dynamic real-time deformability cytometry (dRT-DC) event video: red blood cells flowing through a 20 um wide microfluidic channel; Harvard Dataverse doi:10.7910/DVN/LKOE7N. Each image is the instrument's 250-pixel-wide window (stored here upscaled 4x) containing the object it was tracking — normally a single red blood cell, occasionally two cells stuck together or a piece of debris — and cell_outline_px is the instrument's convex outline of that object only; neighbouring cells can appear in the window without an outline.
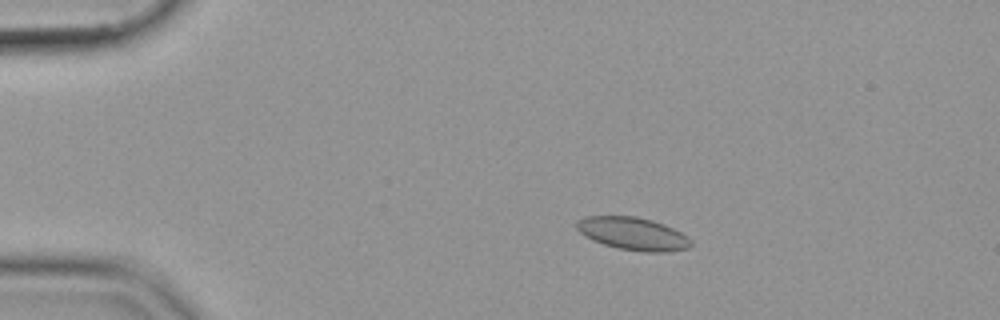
{"species": "common noctule bat (a hibernating species)", "species_latin": "Nyctalus noctula", "temperature_condition": "cold", "stored_images_in_passage": 54, "camera_frame_rate_fps": 3000, "um_per_image_px": 0.085, "animal": {"sex": "female", "body_mass_g": 19.9}, "frame": {"image": 1, "passage_image": 10, "time_ms": 3.0, "image_size_px": [1000, 320], "cell_outline_px": [[692, 244], [688, 248], [668, 252], [644, 252], [616, 248], [592, 240], [584, 236], [576, 228], [576, 220], [584, 216], [636, 216], [652, 220], [664, 224], [688, 236], [692, 240]], "centroid_in_image_um": [53.79, 19.86], "position_along_channel_um": 31.2, "area_um2": 22.02}}
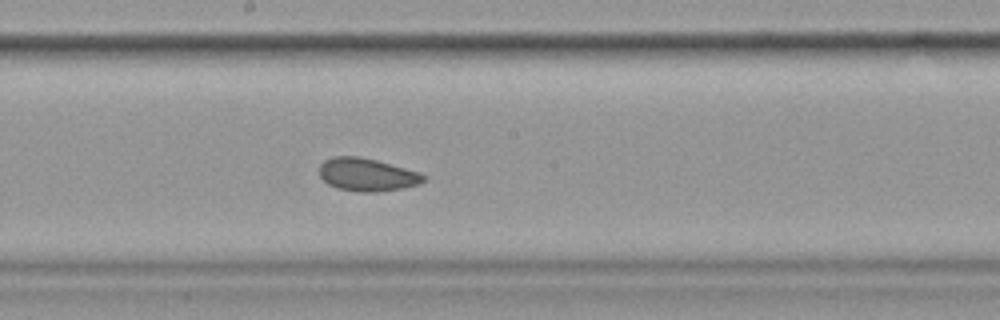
{"frame": {"image": 2, "passage_image": 30, "time_ms": 9.667, "image_size_px": [1000, 320], "cell_outline_px": [[428, 176], [420, 184], [404, 188], [376, 192], [360, 192], [336, 188], [328, 184], [320, 176], [320, 164], [324, 160], [332, 156], [360, 156], [376, 160], [420, 172]], "centroid_in_image_um": [31.21, 14.84], "position_along_channel_um": 217.0, "area_um2": 20.17}}
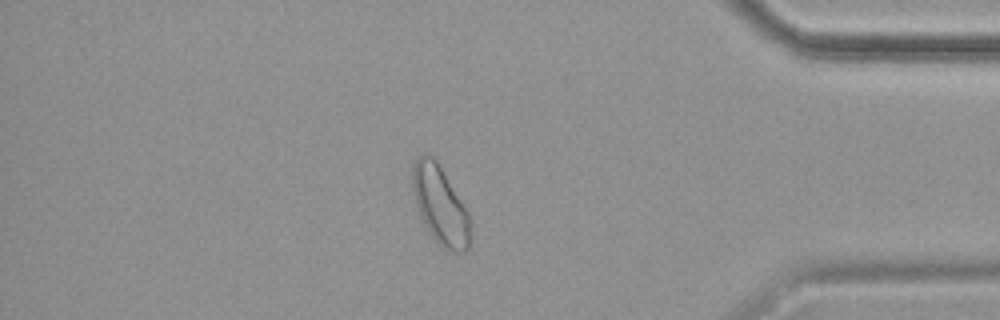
{"frame": {"image": 3, "passage_image": 47, "time_ms": 15.333, "image_size_px": [1000, 320], "cell_outline_px": [[472, 236], [468, 248], [464, 252], [452, 252], [444, 248], [428, 232], [420, 216], [412, 192], [412, 164], [416, 156], [428, 152], [440, 164], [468, 212], [472, 220]], "centroid_in_image_um": [37.43, 17.42], "position_along_channel_um": 397.8, "area_um2": 27.05}}